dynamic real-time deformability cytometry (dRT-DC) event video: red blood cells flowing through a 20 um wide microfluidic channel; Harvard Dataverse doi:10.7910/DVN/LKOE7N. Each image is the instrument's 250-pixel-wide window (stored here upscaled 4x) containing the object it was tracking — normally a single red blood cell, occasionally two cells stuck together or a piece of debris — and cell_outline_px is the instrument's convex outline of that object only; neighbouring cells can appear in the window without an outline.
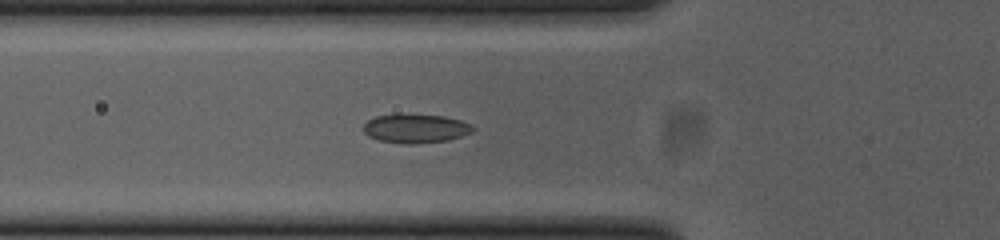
{"species": "common noctule bat (a hibernating species)", "species_latin": "Nyctalus noctula", "temperature_condition": "cold", "stored_images_in_passage": 31, "camera_frame_rate_fps": 3000, "um_per_image_px": 0.085, "animal": {"sex": "female", "body_mass_g": 23.0, "forearm_length_mm": 53.4}, "frame": {"image": 1, "passage_image": 2, "time_ms": 0.333, "image_size_px": [1000, 240], "cell_outline_px": [[476, 128], [472, 132], [448, 140], [416, 144], [404, 144], [380, 140], [368, 136], [364, 132], [364, 124], [368, 120], [376, 116], [396, 112], [400, 112], [444, 116], [460, 120], [472, 124]], "centroid_in_image_um": [35.32, 10.89], "position_along_channel_um": 90.5, "area_um2": 18.96}}
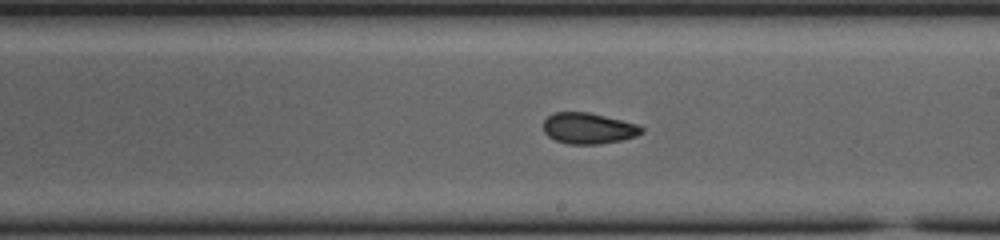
{"frame": {"image": 2, "passage_image": 14, "time_ms": 4.333, "image_size_px": [1000, 240], "cell_outline_px": [[644, 132], [636, 136], [620, 140], [600, 144], [568, 144], [556, 140], [548, 136], [544, 132], [544, 120], [548, 116], [556, 112], [588, 112], [640, 124], [644, 128]], "centroid_in_image_um": [50.05, 10.9], "position_along_channel_um": 239.0, "area_um2": 17.8}}
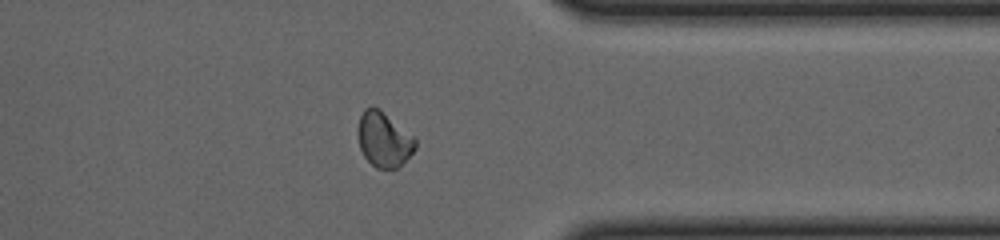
{"frame": {"image": 3, "passage_image": 26, "time_ms": 8.333, "image_size_px": [1000, 240], "cell_outline_px": [[416, 148], [396, 168], [376, 168], [364, 156], [360, 148], [356, 132], [360, 116], [364, 108], [372, 104], [380, 108], [412, 136], [416, 140]], "centroid_in_image_um": [32.57, 11.8], "position_along_channel_um": 378.8, "area_um2": 18.32}}